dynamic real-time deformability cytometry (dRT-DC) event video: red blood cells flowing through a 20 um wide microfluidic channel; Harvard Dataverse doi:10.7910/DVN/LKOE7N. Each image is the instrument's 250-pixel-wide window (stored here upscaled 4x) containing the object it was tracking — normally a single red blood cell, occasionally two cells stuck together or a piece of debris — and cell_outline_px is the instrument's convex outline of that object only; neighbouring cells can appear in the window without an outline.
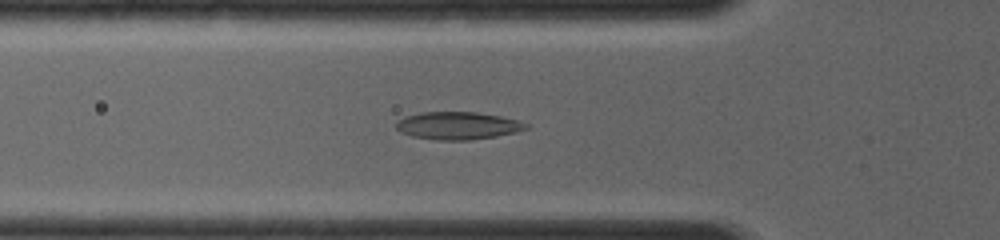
{"species": "common noctule bat (a hibernating species)", "species_latin": "Nyctalus noctula", "temperature_condition": "room temperature", "stored_images_in_passage": 61, "camera_frame_rate_fps": 4000, "um_per_image_px": 0.085, "animal": {"sex": "female", "body_mass_g": 19.0, "forearm_length_mm": 56.7}, "frame": {"image": 1, "passage_image": 17, "time_ms": 4.25, "image_size_px": [1000, 240], "cell_outline_px": [[528, 128], [516, 132], [496, 136], [468, 140], [436, 140], [412, 136], [400, 132], [396, 128], [396, 124], [404, 116], [420, 112], [476, 112], [500, 116], [516, 120], [528, 124]], "centroid_in_image_um": [38.89, 10.68], "position_along_channel_um": 86.9, "area_um2": 20.81}}
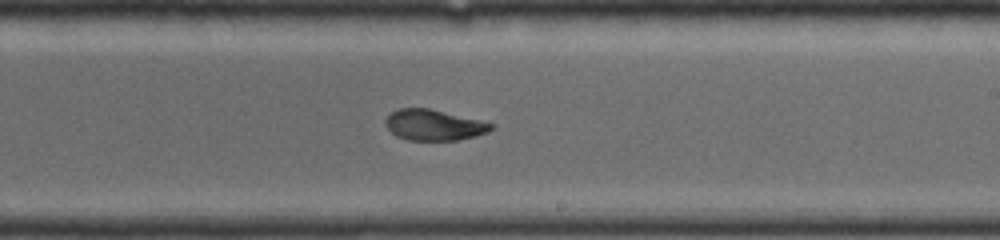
{"frame": {"image": 2, "passage_image": 31, "time_ms": 7.75, "image_size_px": [1000, 240], "cell_outline_px": [[496, 128], [488, 132], [476, 136], [460, 140], [408, 140], [396, 136], [384, 124], [384, 120], [392, 112], [400, 108], [428, 108], [480, 120], [496, 124]], "centroid_in_image_um": [36.92, 10.63], "position_along_channel_um": 252.1, "area_um2": 19.07}}
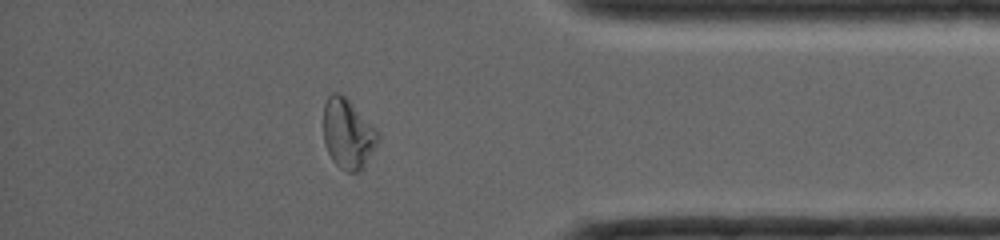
{"frame": {"image": 3, "passage_image": 51, "time_ms": 11.25, "image_size_px": [1000, 240], "cell_outline_px": [[380, 140], [364, 164], [356, 172], [348, 172], [340, 168], [332, 160], [324, 144], [324, 104], [328, 96], [332, 92], [336, 92], [344, 96], [376, 128], [380, 136]], "centroid_in_image_um": [29.56, 11.36], "position_along_channel_um": 405.6, "area_um2": 21.91}}